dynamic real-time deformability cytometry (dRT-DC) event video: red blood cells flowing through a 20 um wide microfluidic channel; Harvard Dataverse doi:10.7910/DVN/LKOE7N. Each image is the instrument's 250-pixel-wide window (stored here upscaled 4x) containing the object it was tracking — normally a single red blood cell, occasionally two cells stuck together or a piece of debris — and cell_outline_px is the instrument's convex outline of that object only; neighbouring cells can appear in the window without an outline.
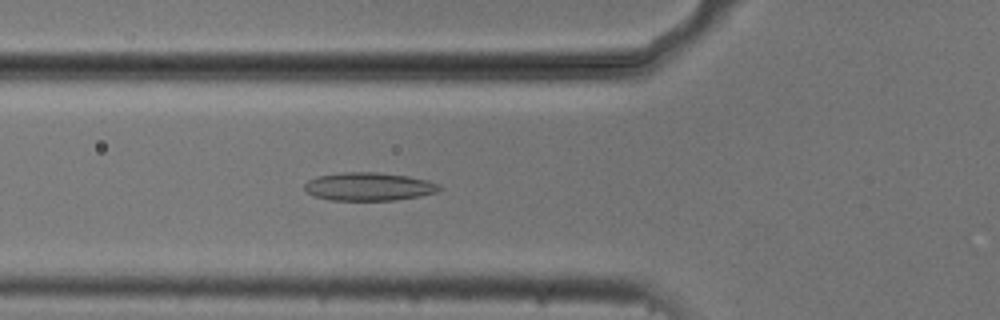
{"species": "common noctule bat (a hibernating species)", "species_latin": "Nyctalus noctula", "temperature_condition": "cold", "stored_images_in_passage": 51, "camera_frame_rate_fps": 3000, "um_per_image_px": 0.085, "animal": {"sex": "male", "body_mass_g": 20.5, "forearm_length_mm": 52.5}, "frame": {"image": 1, "passage_image": 19, "time_ms": 6.0, "image_size_px": [1000, 320], "cell_outline_px": [[444, 188], [440, 192], [420, 196], [396, 200], [332, 200], [312, 196], [304, 188], [304, 184], [308, 180], [316, 176], [340, 172], [376, 172], [408, 176], [428, 180], [440, 184]], "centroid_in_image_um": [31.39, 15.86], "position_along_channel_um": 94.4, "area_um2": 22.48}}
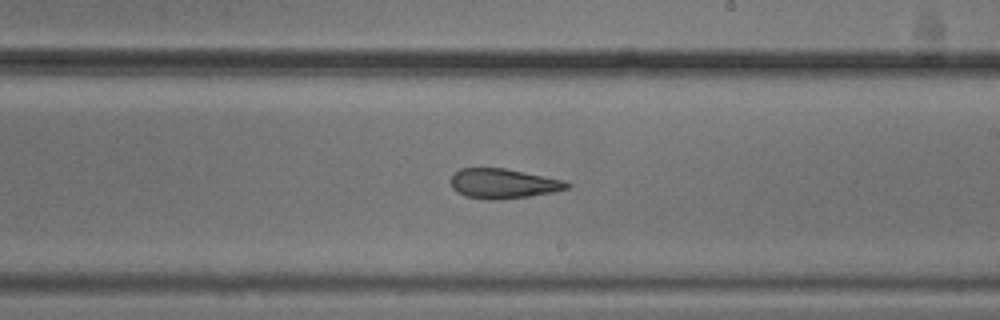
{"frame": {"image": 2, "passage_image": 31, "time_ms": 10.0, "image_size_px": [1000, 320], "cell_outline_px": [[572, 184], [568, 188], [552, 192], [528, 196], [500, 200], [488, 200], [464, 196], [456, 192], [452, 188], [448, 180], [460, 168], [504, 168], [564, 180]], "centroid_in_image_um": [42.72, 15.61], "position_along_channel_um": 246.3, "area_um2": 20.29}}
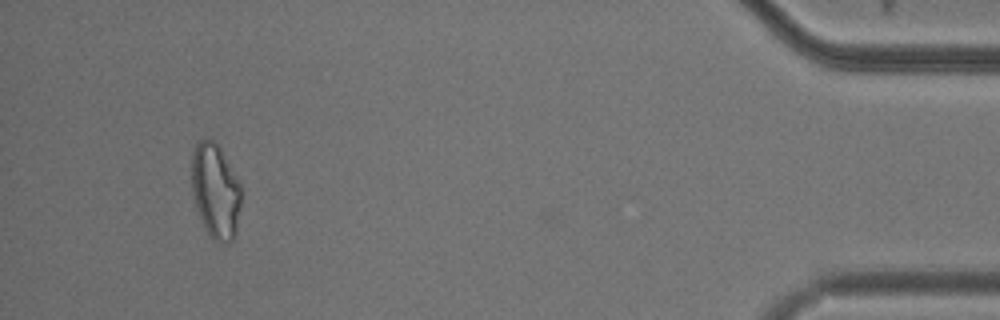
{"frame": {"image": 3, "passage_image": 50, "time_ms": 16.333, "image_size_px": [1000, 320], "cell_outline_px": [[240, 208], [236, 232], [232, 240], [228, 244], [216, 244], [212, 240], [200, 220], [196, 208], [192, 192], [192, 152], [196, 140], [204, 136], [212, 140], [220, 148], [240, 184]], "centroid_in_image_um": [18.29, 16.26], "position_along_channel_um": 416.9, "area_um2": 27.74}, "authors_computed_cell_mechanics": {"area_um2": 22.3686, "velocity_mm_per_s": 3.7824, "shape_relaxation_time_tau1_ms": 8.4086, "shape_relaxation_time_tau2_ms": 3.8173, "deformation_change_tau1": 0.1581, "deformation_change_tau2": 0.1164}}